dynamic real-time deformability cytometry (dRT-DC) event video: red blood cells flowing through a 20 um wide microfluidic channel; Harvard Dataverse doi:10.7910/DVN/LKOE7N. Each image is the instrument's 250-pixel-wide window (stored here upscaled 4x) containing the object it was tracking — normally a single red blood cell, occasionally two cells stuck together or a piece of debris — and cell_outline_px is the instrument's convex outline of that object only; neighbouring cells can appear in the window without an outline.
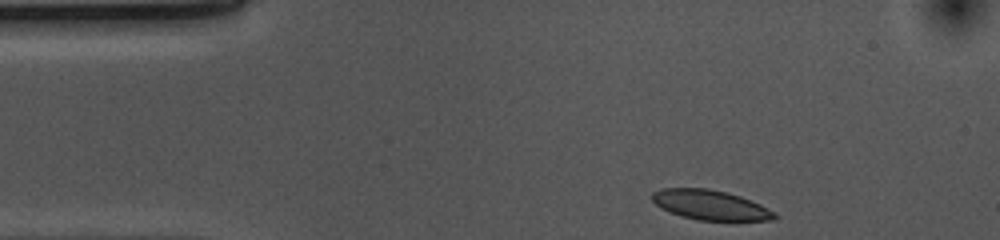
{"species": "common noctule bat (a hibernating species)", "species_latin": "Nyctalus noctula", "temperature_condition": "cold", "stored_images_in_passage": 35, "camera_frame_rate_fps": 3000, "um_per_image_px": 0.085, "animal": {"sex": "female", "body_mass_g": 10.0, "forearm_length_mm": 53.1}, "frame": {"image": 1, "passage_image": 1, "time_ms": 0.0, "image_size_px": [1000, 240], "cell_outline_px": [[776, 216], [772, 220], [696, 220], [680, 216], [660, 208], [652, 200], [652, 192], [660, 188], [708, 188], [728, 192], [752, 200], [776, 212]], "centroid_in_image_um": [60.35, 17.41], "position_along_channel_um": 24.6, "area_um2": 21.39}}
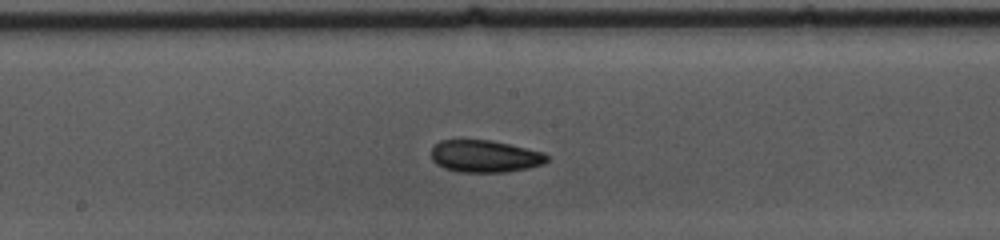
{"frame": {"image": 2, "passage_image": 20, "time_ms": 6.333, "image_size_px": [1000, 240], "cell_outline_px": [[548, 160], [544, 164], [528, 168], [504, 172], [460, 172], [444, 168], [436, 164], [432, 160], [432, 148], [440, 140], [492, 140], [544, 152], [548, 156]], "centroid_in_image_um": [41.23, 13.28], "position_along_channel_um": 207.0, "area_um2": 21.73}}
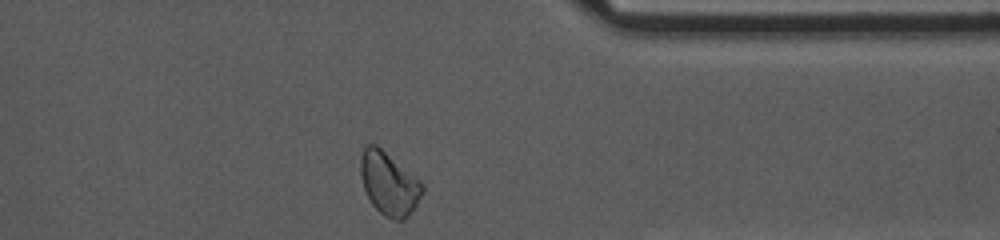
{"frame": {"image": 3, "passage_image": 35, "time_ms": 11.333, "image_size_px": [1000, 240], "cell_outline_px": [[424, 192], [408, 216], [404, 220], [396, 220], [384, 216], [372, 204], [364, 188], [360, 176], [360, 156], [364, 148], [368, 144], [376, 144], [424, 184]], "centroid_in_image_um": [33.05, 15.6], "position_along_channel_um": 378.3, "area_um2": 22.48}, "authors_computed_cell_mechanics": {"area_um2": 21.675, "velocity_mm_per_s": 3.6782, "shape_relaxation_time_tau1_ms": 9.1435, "shape_relaxation_time_tau2_ms": 6.6596, "deformation_change_tau1": 0.1501, "deformation_change_tau2": 0.1044}}